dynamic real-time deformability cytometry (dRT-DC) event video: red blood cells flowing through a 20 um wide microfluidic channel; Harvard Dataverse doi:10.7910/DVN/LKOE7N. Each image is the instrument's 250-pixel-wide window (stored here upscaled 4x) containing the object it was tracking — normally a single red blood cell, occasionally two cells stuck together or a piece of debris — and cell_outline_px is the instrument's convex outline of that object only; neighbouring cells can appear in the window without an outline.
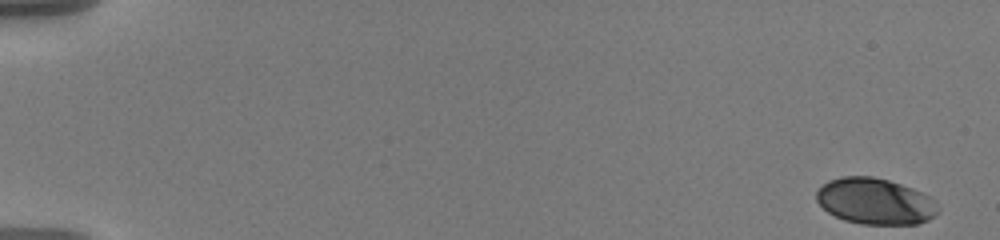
{"species": "human", "species_latin": "Homo sapiens", "temperature_condition": "warm", "stored_images_in_passage": 57, "camera_frame_rate_fps": 3000, "um_per_image_px": 0.085, "donor": {"sex": "male"}, "frame": {"image": 1, "passage_image": 1, "time_ms": 0.0, "image_size_px": [1000, 240], "cell_outline_px": [[940, 212], [936, 216], [928, 220], [916, 224], [860, 224], [844, 220], [828, 212], [816, 200], [816, 192], [828, 180], [840, 176], [872, 176], [888, 180], [912, 188], [936, 200], [940, 208]], "centroid_in_image_um": [74.42, 17.11], "position_along_channel_um": 10.6, "area_um2": 32.89}}
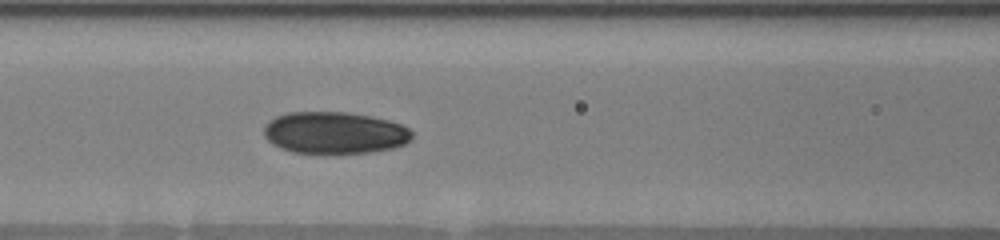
{"frame": {"image": 2, "passage_image": 26, "time_ms": 8.333, "image_size_px": [1000, 240], "cell_outline_px": [[412, 136], [404, 144], [392, 148], [368, 152], [292, 152], [280, 148], [272, 144], [264, 136], [264, 128], [268, 120], [276, 116], [288, 112], [348, 112], [372, 116], [388, 120], [400, 124], [408, 128], [412, 132]], "centroid_in_image_um": [28.41, 11.26], "position_along_channel_um": 138.2, "area_um2": 35.89}}
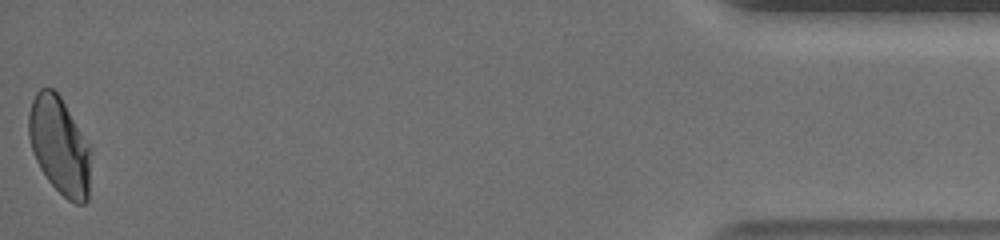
{"frame": {"image": 3, "passage_image": 57, "time_ms": 18.667, "image_size_px": [1000, 240], "cell_outline_px": [[88, 200], [84, 204], [76, 204], [68, 200], [48, 180], [40, 168], [36, 160], [28, 136], [28, 116], [32, 100], [36, 92], [40, 88], [52, 88], [60, 96], [88, 144]], "centroid_in_image_um": [5.01, 12.37], "position_along_channel_um": 430.2, "area_um2": 34.39}, "authors_computed_cell_mechanics": {"area_um2": 34.9112, "velocity_mm_per_s": 3.5805, "shape_relaxation_time_tau1_ms": 3.3462, "shape_relaxation_time_tau2_ms": 1.2581, "deformation_change_tau1": 0.1353, "deformation_change_tau2": 0.0458}}